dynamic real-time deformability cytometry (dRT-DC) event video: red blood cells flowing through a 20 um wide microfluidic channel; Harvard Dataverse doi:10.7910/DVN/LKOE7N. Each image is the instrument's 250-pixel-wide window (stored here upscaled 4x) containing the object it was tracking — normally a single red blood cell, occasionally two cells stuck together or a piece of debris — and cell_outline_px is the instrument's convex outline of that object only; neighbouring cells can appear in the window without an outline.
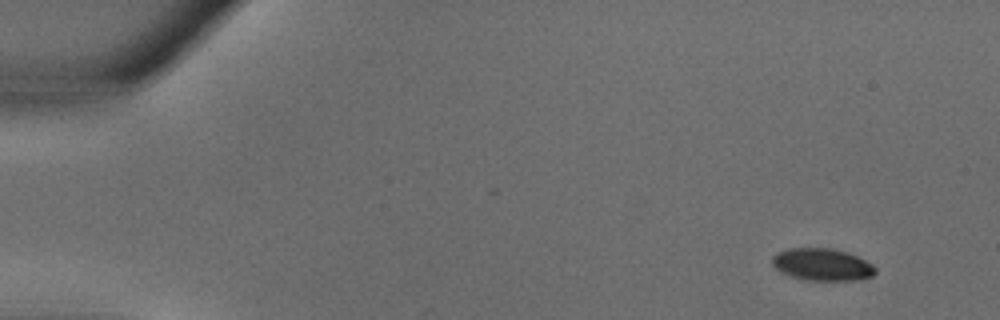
{"species": "common noctule bat (a hibernating species)", "species_latin": "Nyctalus noctula", "temperature_condition": "warm", "stored_images_in_passage": 35, "camera_frame_rate_fps": 3000, "um_per_image_px": 0.085, "animal": {"sex": "male", "body_mass_g": 18.8}, "frame": {"image": 1, "passage_image": 2, "time_ms": 0.333, "image_size_px": [1000, 320], "cell_outline_px": [[876, 272], [872, 276], [856, 280], [804, 280], [780, 272], [772, 264], [772, 256], [776, 252], [788, 248], [832, 248], [848, 252], [872, 264], [876, 268]], "centroid_in_image_um": [69.86, 22.48], "position_along_channel_um": 15.1, "area_um2": 19.42}}
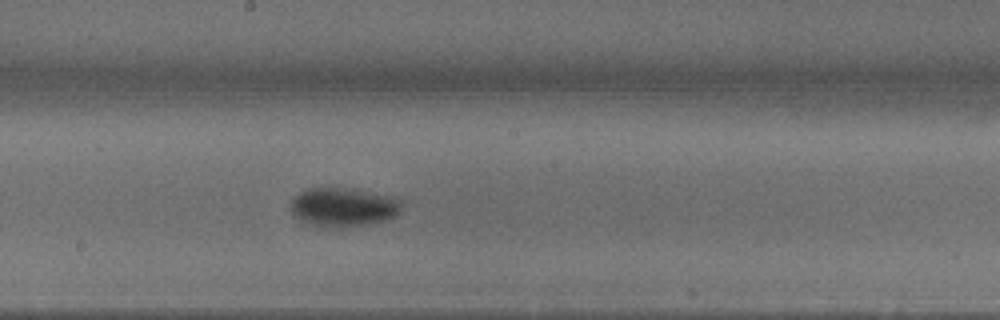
{"frame": {"image": 2, "passage_image": 19, "time_ms": 6.0, "image_size_px": [1000, 320], "cell_outline_px": [[404, 204], [400, 212], [396, 216], [388, 220], [372, 224], [308, 224], [300, 220], [292, 212], [288, 204], [300, 192], [308, 188], [344, 188], [396, 196]], "centroid_in_image_um": [29.25, 17.56], "position_along_channel_um": 219.0, "area_um2": 24.62}}
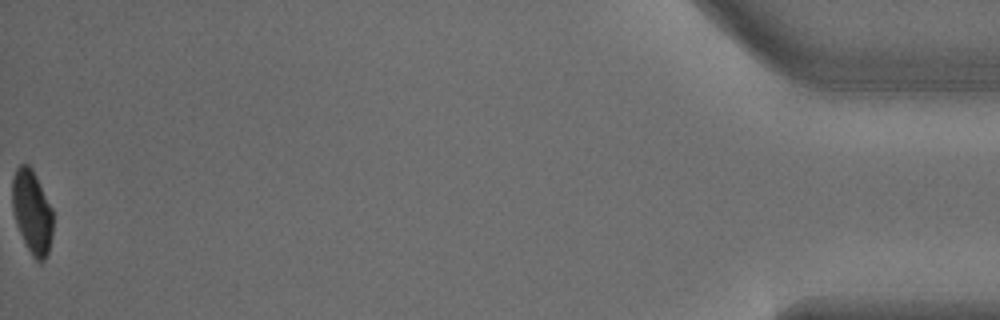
{"frame": {"image": 3, "passage_image": 35, "time_ms": 11.333, "image_size_px": [1000, 320], "cell_outline_px": [[52, 232], [48, 252], [44, 260], [40, 264], [32, 256], [16, 224], [12, 208], [12, 176], [16, 168], [20, 164], [28, 164], [32, 168], [52, 208]], "centroid_in_image_um": [2.71, 17.99], "position_along_channel_um": 432.5, "area_um2": 19.77}}